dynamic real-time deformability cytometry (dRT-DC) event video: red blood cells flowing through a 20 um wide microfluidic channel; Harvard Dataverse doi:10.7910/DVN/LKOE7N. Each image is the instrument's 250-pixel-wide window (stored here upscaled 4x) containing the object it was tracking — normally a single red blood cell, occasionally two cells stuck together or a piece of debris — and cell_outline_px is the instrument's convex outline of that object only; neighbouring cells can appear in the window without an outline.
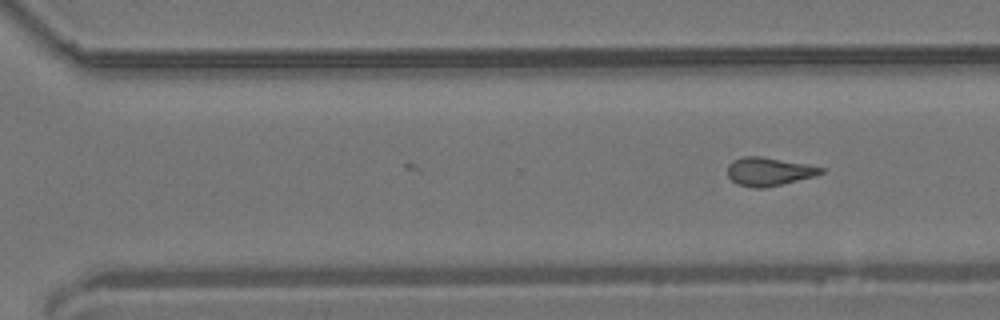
{"species": "common noctule bat (a hibernating species)", "species_latin": "Nyctalus noctula", "temperature_condition": "room temperature", "stored_images_in_passage": 16, "camera_frame_rate_fps": 3000, "um_per_image_px": 0.085, "animal": {"sex": "male", "body_mass_g": 19.2, "forearm_length_mm": 51.8}, "frame": {"image": 1, "passage_image": 16, "time_ms": 5.0, "image_size_px": [1000, 320], "cell_outline_px": [[824, 172], [812, 176], [764, 188], [752, 188], [736, 184], [728, 176], [728, 164], [732, 160], [744, 156], [760, 156], [804, 164], [824, 168]], "centroid_in_image_um": [65.27, 14.58], "position_along_channel_um": 305.3, "area_um2": 15.14}}